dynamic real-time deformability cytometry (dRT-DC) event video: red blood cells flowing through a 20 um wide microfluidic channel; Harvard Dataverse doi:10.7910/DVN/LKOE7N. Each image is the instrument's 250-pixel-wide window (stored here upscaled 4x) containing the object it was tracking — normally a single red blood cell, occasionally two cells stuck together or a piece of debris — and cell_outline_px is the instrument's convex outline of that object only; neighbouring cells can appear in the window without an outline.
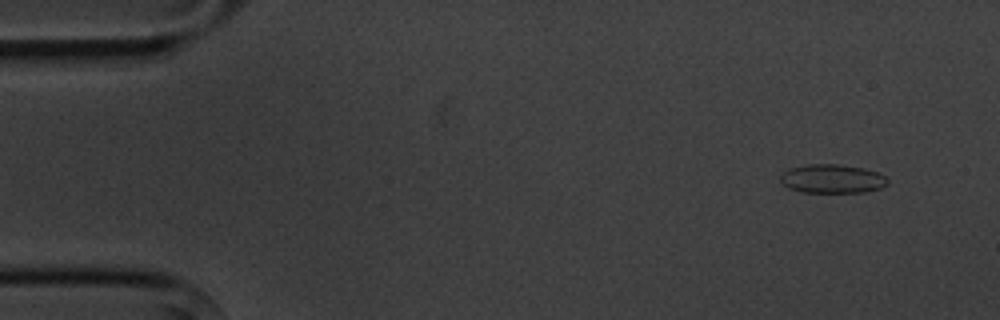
{"species": "common noctule bat (a hibernating species)", "species_latin": "Nyctalus noctula", "temperature_condition": "cold", "stored_images_in_passage": 4, "camera_frame_rate_fps": 3000, "um_per_image_px": 0.085, "animal": {"sex": "male", "body_mass_g": 20.1, "forearm_length_mm": 53.5}, "frame": {"image": 1, "passage_image": 1, "time_ms": 0.0, "image_size_px": [1000, 320], "cell_outline_px": [[888, 184], [880, 188], [864, 192], [804, 192], [788, 188], [780, 180], [780, 176], [788, 168], [808, 164], [840, 164], [864, 168], [876, 172], [884, 176], [888, 180]], "centroid_in_image_um": [70.73, 15.19], "position_along_channel_um": 14.3, "area_um2": 17.98}}